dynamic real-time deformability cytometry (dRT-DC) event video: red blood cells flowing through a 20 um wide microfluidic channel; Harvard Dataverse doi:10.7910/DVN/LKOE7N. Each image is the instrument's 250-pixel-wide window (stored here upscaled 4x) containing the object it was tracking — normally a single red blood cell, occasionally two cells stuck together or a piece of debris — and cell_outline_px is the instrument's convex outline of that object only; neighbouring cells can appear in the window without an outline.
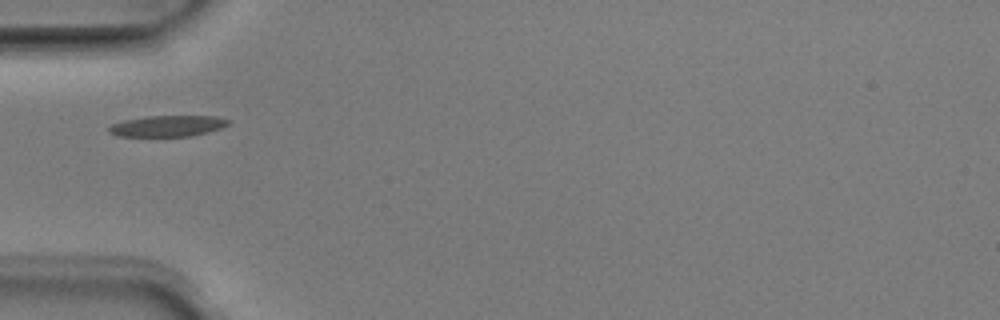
{"species": "Egyptian fruit bat (a non-hibernating species)", "species_latin": "Rousettus aegyptiacus", "temperature_condition": "room temperature", "stored_images_in_passage": 28, "camera_frame_rate_fps": 3000, "um_per_image_px": 0.085, "animal": {"sex": "male"}, "frame": {"image": 1, "passage_image": 1, "time_ms": 0.0, "image_size_px": [1000, 320], "cell_outline_px": [[232, 120], [228, 124], [220, 128], [208, 132], [192, 136], [116, 136], [108, 132], [108, 128], [112, 124], [124, 120], [144, 116], [216, 116]], "centroid_in_image_um": [14.24, 10.7], "position_along_channel_um": 70.8, "area_um2": 14.74}}
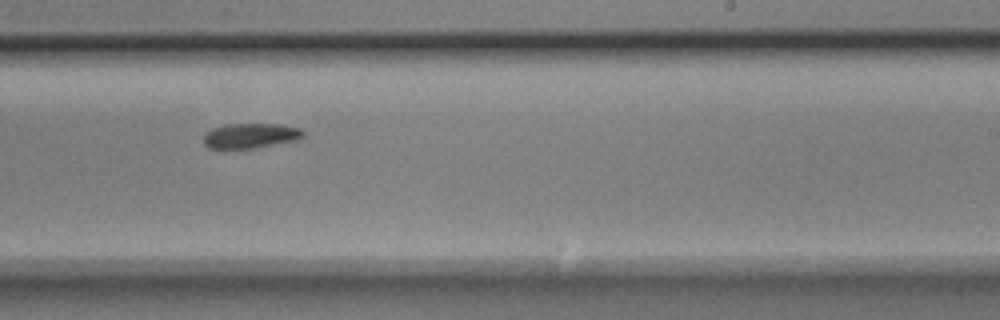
{"frame": {"image": 2, "passage_image": 16, "time_ms": 5.0, "image_size_px": [1000, 320], "cell_outline_px": [[304, 136], [300, 140], [252, 148], [208, 148], [204, 144], [204, 136], [212, 128], [224, 124], [280, 124], [300, 128], [304, 132]], "centroid_in_image_um": [21.33, 11.53], "position_along_channel_um": 267.7, "area_um2": 14.51}}
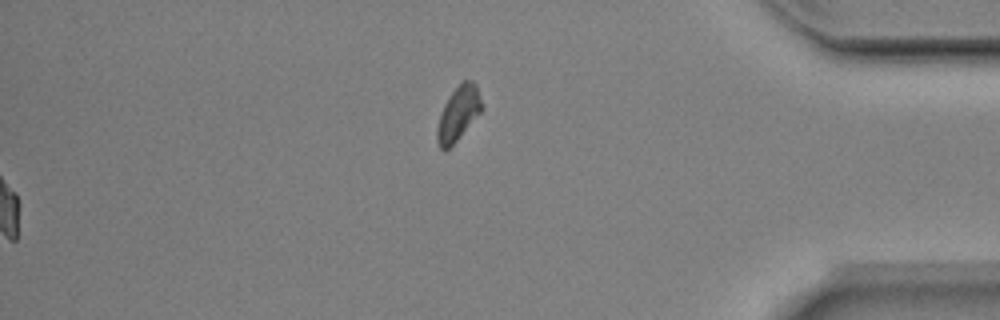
{"frame": {"image": 3, "passage_image": 28, "time_ms": 9.0, "image_size_px": [1000, 320], "cell_outline_px": [[484, 108], [456, 140], [444, 152], [440, 148], [436, 140], [436, 128], [440, 112], [448, 96], [460, 80], [472, 80], [476, 84]], "centroid_in_image_um": [38.94, 9.6], "position_along_channel_um": 396.3, "area_um2": 14.28}, "authors_computed_cell_mechanics": {"area_um2": 14.9991, "velocity_mm_per_s": 3.9489, "shape_relaxation_time_tau1_ms": 1.9256, "shape_relaxation_time_tau2_ms": null, "deformation_change_tau1": 0.1001, "deformation_change_tau2": null}}